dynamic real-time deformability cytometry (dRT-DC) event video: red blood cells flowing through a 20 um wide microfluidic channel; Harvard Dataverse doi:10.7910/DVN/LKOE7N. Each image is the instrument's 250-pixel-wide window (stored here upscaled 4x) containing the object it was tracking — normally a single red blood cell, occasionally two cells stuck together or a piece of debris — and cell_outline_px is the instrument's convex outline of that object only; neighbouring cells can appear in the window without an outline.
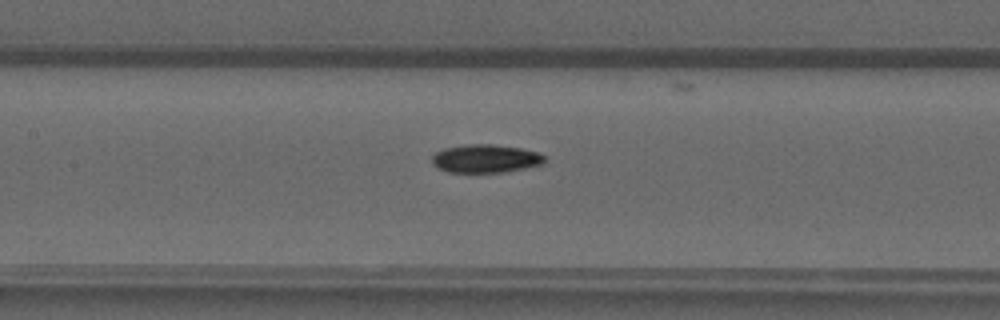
{"species": "common noctule bat (a hibernating species)", "species_latin": "Nyctalus noctula", "temperature_condition": "warm", "stored_images_in_passage": 49, "camera_frame_rate_fps": 3000, "um_per_image_px": 0.085, "animal": {"sex": "male", "forearm_length_mm": 52.5}, "frame": {"image": 1, "passage_image": 23, "time_ms": 7.333, "image_size_px": [1000, 320], "cell_outline_px": [[544, 160], [540, 164], [500, 172], [448, 172], [436, 168], [432, 164], [432, 156], [436, 152], [444, 148], [468, 144], [492, 144], [520, 148], [536, 152], [544, 156]], "centroid_in_image_um": [41.17, 13.47], "position_along_channel_um": 166.2, "area_um2": 18.21}}
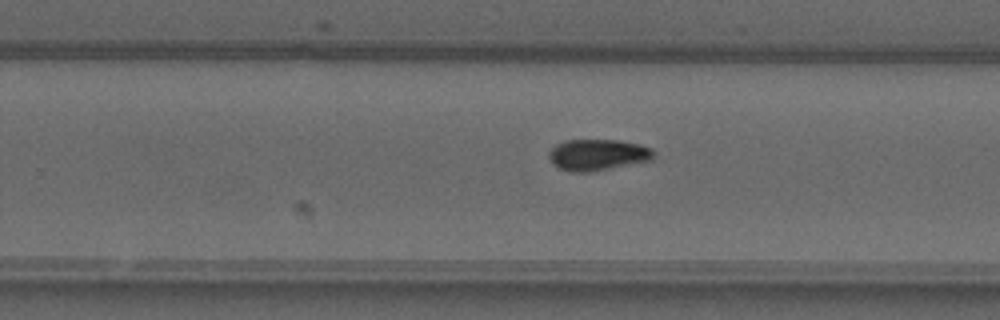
{"frame": {"image": 2, "passage_image": 31, "time_ms": 10.0, "image_size_px": [1000, 320], "cell_outline_px": [[652, 160], [588, 172], [568, 172], [552, 164], [548, 156], [548, 152], [556, 144], [564, 140], [620, 140], [652, 148]], "centroid_in_image_um": [50.74, 13.15], "position_along_channel_um": 279.1, "area_um2": 18.96}}
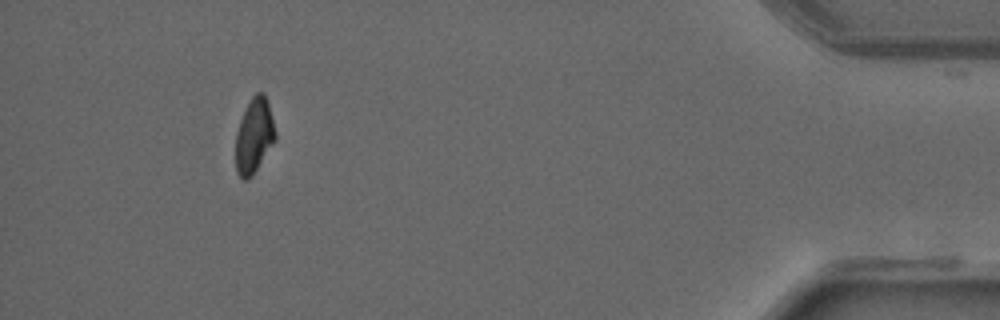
{"frame": {"image": 3, "passage_image": 45, "time_ms": 14.667, "image_size_px": [1000, 320], "cell_outline_px": [[276, 140], [252, 176], [248, 180], [244, 180], [236, 172], [236, 132], [240, 120], [252, 96], [256, 92], [264, 92], [268, 100], [276, 132]], "centroid_in_image_um": [21.62, 11.53], "position_along_channel_um": 413.6, "area_um2": 17.4}}